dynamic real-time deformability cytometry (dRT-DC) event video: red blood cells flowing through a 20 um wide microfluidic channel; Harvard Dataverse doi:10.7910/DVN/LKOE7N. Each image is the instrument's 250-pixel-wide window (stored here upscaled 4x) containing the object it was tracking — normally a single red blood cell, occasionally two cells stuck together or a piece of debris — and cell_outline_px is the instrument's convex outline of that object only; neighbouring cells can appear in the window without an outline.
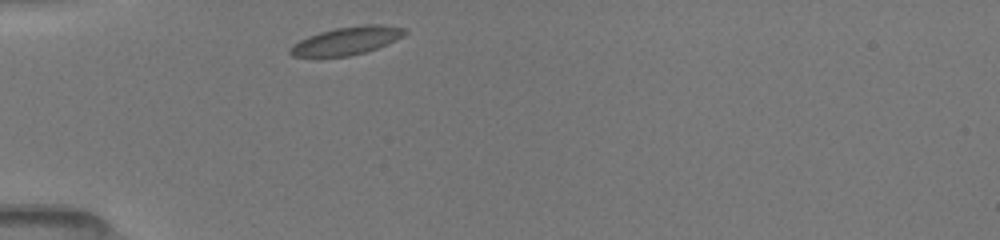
{"species": "common noctule bat (a hibernating species)", "species_latin": "Nyctalus noctula", "temperature_condition": "room temperature", "stored_images_in_passage": 34, "camera_frame_rate_fps": 3000, "um_per_image_px": 0.085, "animal": {"sex": "female", "body_mass_g": 19.5, "forearm_length_mm": 54.1}, "frame": {"image": 1, "passage_image": 1, "time_ms": 0.0, "image_size_px": [1000, 240], "cell_outline_px": [[408, 32], [396, 40], [376, 48], [364, 52], [348, 56], [292, 56], [288, 52], [288, 48], [292, 44], [308, 36], [320, 32], [336, 28], [364, 24], [380, 24], [408, 28]], "centroid_in_image_um": [29.48, 3.45], "position_along_channel_um": 55.5, "area_um2": 18.61}}
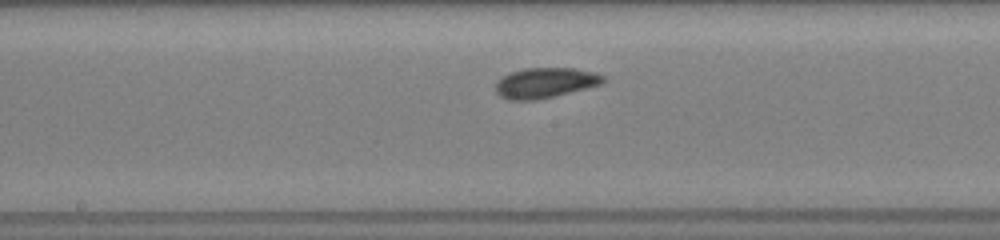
{"frame": {"image": 2, "passage_image": 13, "time_ms": 4.0, "image_size_px": [1000, 240], "cell_outline_px": [[604, 80], [600, 84], [588, 88], [536, 100], [508, 100], [500, 96], [496, 92], [496, 84], [504, 76], [512, 72], [524, 68], [576, 68], [596, 72], [604, 76]], "centroid_in_image_um": [46.36, 7.04], "position_along_channel_um": 201.8, "area_um2": 18.84}}
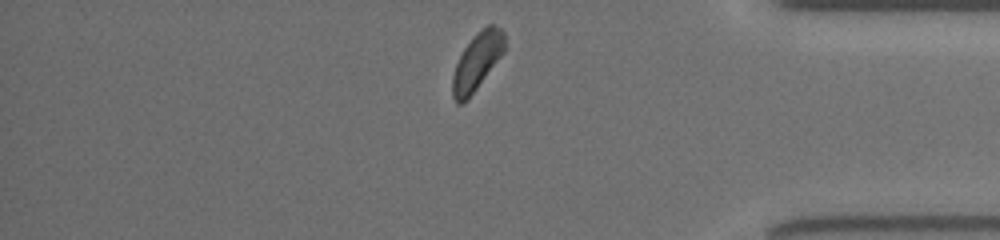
{"frame": {"image": 3, "passage_image": 29, "time_ms": 9.333, "image_size_px": [1000, 240], "cell_outline_px": [[508, 48], [468, 100], [460, 104], [456, 104], [452, 96], [452, 76], [456, 64], [464, 48], [488, 24], [496, 24], [504, 32]], "centroid_in_image_um": [40.59, 5.26], "position_along_channel_um": 394.6, "area_um2": 17.51}}